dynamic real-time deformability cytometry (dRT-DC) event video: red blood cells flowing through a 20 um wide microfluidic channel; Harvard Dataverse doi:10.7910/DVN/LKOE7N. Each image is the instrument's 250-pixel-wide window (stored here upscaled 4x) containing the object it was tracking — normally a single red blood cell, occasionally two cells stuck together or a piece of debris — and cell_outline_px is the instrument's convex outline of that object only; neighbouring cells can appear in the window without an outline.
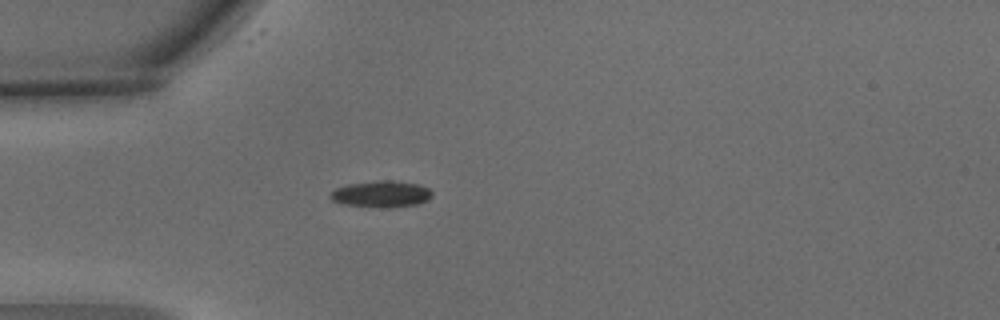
{"species": "common noctule bat (a hibernating species)", "species_latin": "Nyctalus noctula", "temperature_condition": "warm", "stored_images_in_passage": 1, "camera_frame_rate_fps": 3000, "um_per_image_px": 0.085, "animal": {"sex": "male", "body_mass_g": 15.6}, "frame": {"image": 1, "passage_image": 1, "time_ms": 0.0, "image_size_px": [1000, 320], "cell_outline_px": [[432, 196], [428, 200], [420, 204], [384, 208], [344, 204], [332, 200], [328, 196], [336, 188], [348, 184], [384, 180], [392, 180], [416, 184], [428, 188], [432, 192]], "centroid_in_image_um": [32.43, 16.5], "position_along_channel_um": 52.6, "area_um2": 15.61}}